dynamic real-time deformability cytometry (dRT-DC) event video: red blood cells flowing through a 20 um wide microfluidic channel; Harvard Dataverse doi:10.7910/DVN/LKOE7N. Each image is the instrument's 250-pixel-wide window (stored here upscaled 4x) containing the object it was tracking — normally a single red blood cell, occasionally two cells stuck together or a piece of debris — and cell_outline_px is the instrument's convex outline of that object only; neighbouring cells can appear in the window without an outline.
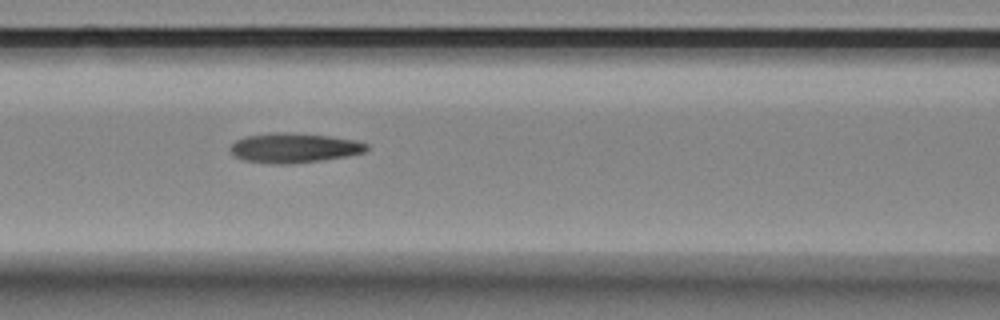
{"species": "Egyptian fruit bat (a non-hibernating species)", "species_latin": "Rousettus aegyptiacus", "temperature_condition": "room temperature", "stored_images_in_passage": 12, "camera_frame_rate_fps": 3000, "um_per_image_px": 0.085, "animal": {"sex": "female"}, "frame": {"image": 1, "passage_image": 6, "time_ms": 1.667, "image_size_px": [1000, 320], "cell_outline_px": [[368, 148], [364, 152], [348, 156], [320, 160], [284, 164], [272, 164], [244, 160], [236, 156], [228, 148], [236, 140], [244, 136], [268, 132], [284, 132], [332, 136], [356, 140], [368, 144]], "centroid_in_image_um": [24.98, 12.55], "position_along_channel_um": 141.6, "area_um2": 23.64}}
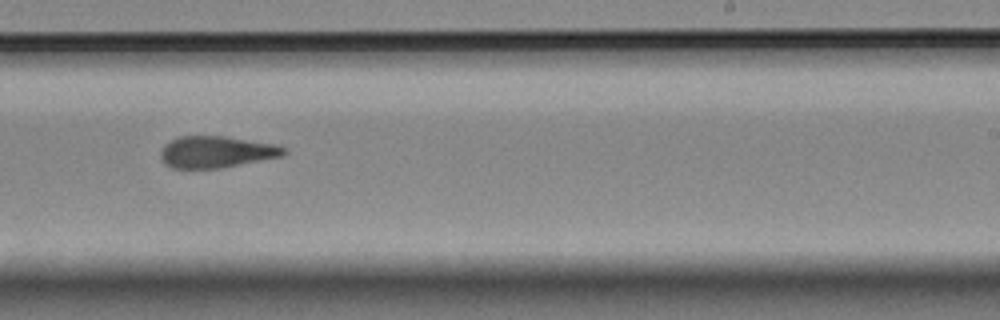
{"frame": {"image": 2, "passage_image": 9, "time_ms": 2.667, "image_size_px": [1000, 320], "cell_outline_px": [[288, 152], [284, 156], [220, 168], [172, 168], [160, 160], [160, 152], [164, 144], [180, 136], [224, 136], [280, 144], [288, 148]], "centroid_in_image_um": [18.45, 12.9], "position_along_channel_um": 270.5, "area_um2": 23.06}}
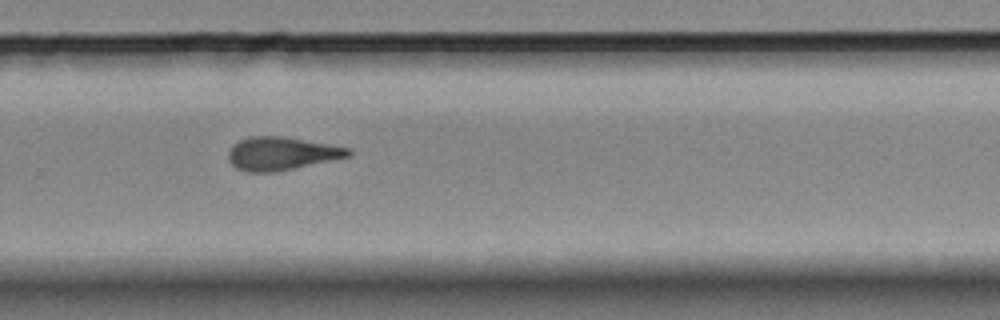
{"frame": {"image": 3, "passage_image": 10, "time_ms": 3.0, "image_size_px": [1000, 320], "cell_outline_px": [[352, 156], [276, 172], [244, 172], [236, 168], [228, 160], [228, 152], [240, 140], [248, 136], [280, 136], [328, 144], [348, 148], [352, 152]], "centroid_in_image_um": [23.92, 13.06], "position_along_channel_um": 305.9, "area_um2": 23.06}}